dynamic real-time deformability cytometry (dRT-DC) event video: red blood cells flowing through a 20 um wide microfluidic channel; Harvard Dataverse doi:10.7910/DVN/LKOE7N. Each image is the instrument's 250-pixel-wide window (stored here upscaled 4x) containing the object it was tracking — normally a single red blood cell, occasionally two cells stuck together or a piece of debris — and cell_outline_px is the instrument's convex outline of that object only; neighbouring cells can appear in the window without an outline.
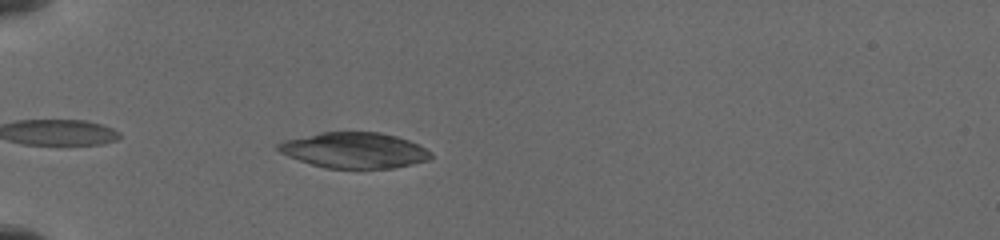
{"species": "common noctule bat (a hibernating species)", "species_latin": "Nyctalus noctula", "temperature_condition": "cold", "stored_images_in_passage": 28, "camera_frame_rate_fps": 3000, "um_per_image_px": 0.085, "animal": {"sex": "female", "body_mass_g": 19.5, "forearm_length_mm": 54.1}, "frame": {"image": 1, "passage_image": 4, "time_ms": 1.0, "image_size_px": [1000, 240], "cell_outline_px": [[432, 156], [428, 160], [392, 168], [324, 168], [288, 156], [280, 152], [276, 148], [276, 144], [284, 140], [320, 132], [380, 132], [396, 136], [408, 140], [432, 152]], "centroid_in_image_um": [30.09, 12.77], "position_along_channel_um": 54.9, "area_um2": 31.56}}
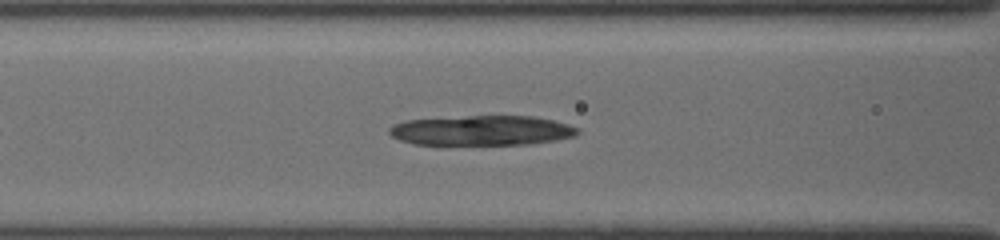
{"frame": {"image": 2, "passage_image": 11, "time_ms": 3.333, "image_size_px": [1000, 240], "cell_outline_px": [[580, 132], [576, 136], [556, 140], [532, 144], [412, 144], [400, 140], [392, 136], [388, 132], [388, 128], [392, 124], [404, 120], [468, 116], [532, 116], [552, 120], [568, 124], [580, 128]], "centroid_in_image_um": [40.95, 11.09], "position_along_channel_um": 125.6, "area_um2": 32.95}}
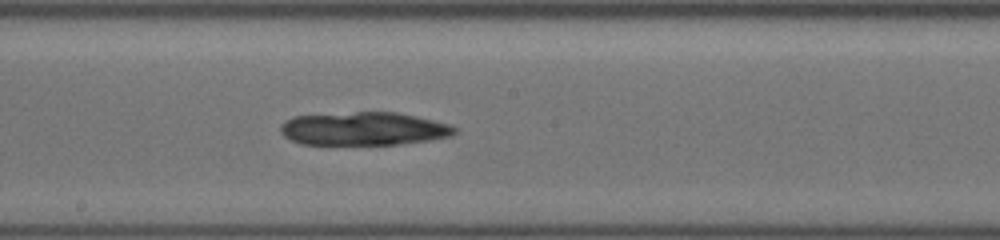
{"frame": {"image": 3, "passage_image": 18, "time_ms": 5.667, "image_size_px": [1000, 240], "cell_outline_px": [[456, 132], [452, 136], [428, 140], [396, 144], [300, 144], [284, 136], [280, 132], [280, 124], [284, 120], [296, 116], [356, 112], [396, 112], [416, 116], [452, 124], [456, 128]], "centroid_in_image_um": [30.92, 10.94], "position_along_channel_um": 217.3, "area_um2": 33.7}}